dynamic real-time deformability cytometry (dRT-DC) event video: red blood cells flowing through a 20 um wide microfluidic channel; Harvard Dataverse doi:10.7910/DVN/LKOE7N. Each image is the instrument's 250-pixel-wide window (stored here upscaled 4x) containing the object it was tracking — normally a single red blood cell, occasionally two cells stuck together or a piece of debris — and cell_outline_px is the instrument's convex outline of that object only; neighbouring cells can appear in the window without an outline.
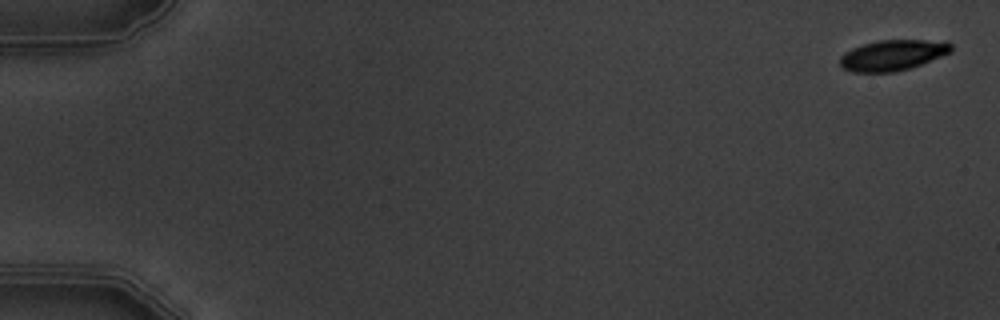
{"species": "common noctule bat (a hibernating species)", "species_latin": "Nyctalus noctula", "temperature_condition": "warm", "stored_images_in_passage": 6, "camera_frame_rate_fps": 3000, "um_per_image_px": 0.085, "animal": {"sex": "male", "body_mass_g": 19.5, "forearm_length_mm": 54.6}, "frame": {"image": 1, "passage_image": 1, "time_ms": 0.0, "image_size_px": [1000, 320], "cell_outline_px": [[952, 52], [920, 64], [896, 72], [852, 72], [844, 68], [840, 64], [840, 56], [844, 52], [852, 48], [864, 44], [880, 40], [948, 40], [952, 44]], "centroid_in_image_um": [75.9, 4.67], "position_along_channel_um": 9.1, "area_um2": 19.88}}
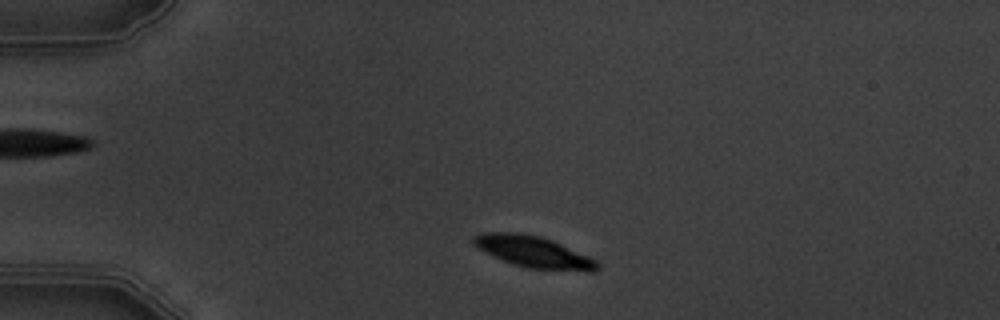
{"frame": {"image": 2, "passage_image": 6, "time_ms": 6.333, "image_size_px": [1000, 320], "cell_outline_px": [[600, 268], [596, 272], [588, 272], [528, 268], [512, 264], [484, 252], [472, 244], [472, 236], [480, 232], [524, 232], [540, 236], [552, 240], [588, 256], [596, 260], [600, 264]], "centroid_in_image_um": [45.35, 21.41], "position_along_channel_um": 39.7, "area_um2": 23.06}}